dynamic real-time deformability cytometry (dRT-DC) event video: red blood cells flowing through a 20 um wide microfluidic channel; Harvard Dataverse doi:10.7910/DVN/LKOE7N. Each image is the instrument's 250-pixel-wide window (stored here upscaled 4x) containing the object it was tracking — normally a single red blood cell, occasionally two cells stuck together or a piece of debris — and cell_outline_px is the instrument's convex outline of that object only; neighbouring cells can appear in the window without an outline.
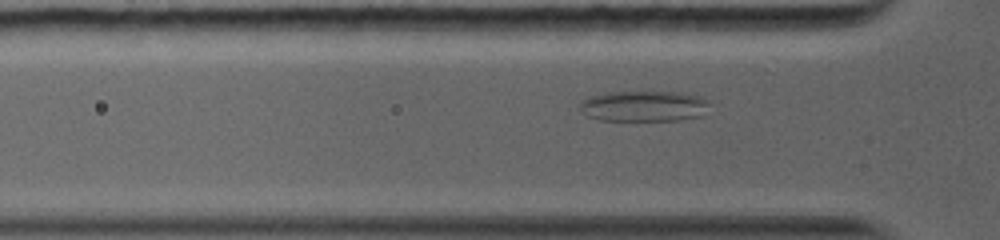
{"species": "common noctule bat (a hibernating species)", "species_latin": "Nyctalus noctula", "temperature_condition": "warm", "stored_images_in_passage": 9, "camera_frame_rate_fps": 5000, "um_per_image_px": 0.085, "animal": {"sex": "female", "body_mass_g": 19.0, "forearm_length_mm": 56.7}, "frame": {"image": 1, "passage_image": 4, "time_ms": 1.2, "image_size_px": [1000, 240], "cell_outline_px": [[708, 104], [700, 116], [676, 120], [600, 120], [588, 116], [580, 112], [580, 100], [592, 96], [612, 92], [676, 92], [700, 96], [708, 100]], "centroid_in_image_um": [54.68, 9.02], "position_along_channel_um": 71.1, "area_um2": 22.95}}
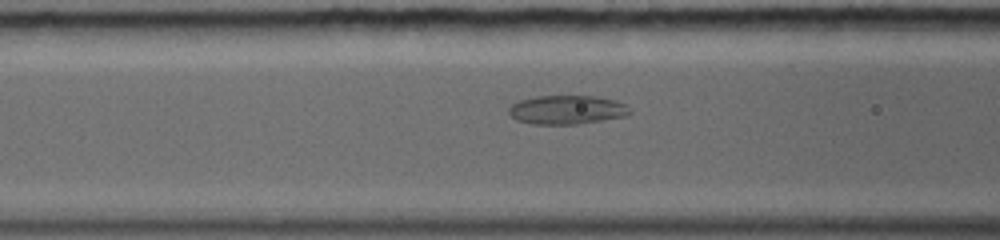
{"frame": {"image": 2, "passage_image": 7, "time_ms": 2.4, "image_size_px": [1000, 240], "cell_outline_px": [[632, 112], [624, 116], [576, 124], [532, 124], [516, 120], [508, 112], [508, 108], [512, 104], [520, 100], [536, 96], [596, 96], [616, 100], [632, 108]], "centroid_in_image_um": [48.18, 9.32], "position_along_channel_um": 118.4, "area_um2": 20.35}}
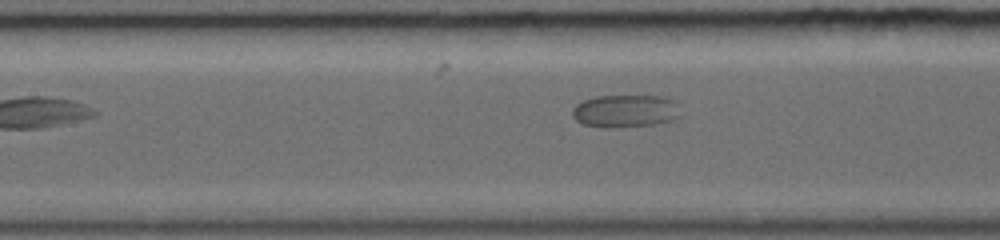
{"frame": {"image": 3, "passage_image": 9, "time_ms": 4.6, "image_size_px": [1000, 240], "cell_outline_px": [[684, 116], [676, 120], [656, 124], [620, 128], [604, 128], [584, 124], [576, 120], [572, 116], [572, 108], [576, 104], [584, 100], [596, 96], [664, 96], [676, 100], [680, 104]], "centroid_in_image_um": [53.27, 9.45], "position_along_channel_um": 154.1, "area_um2": 21.44}}